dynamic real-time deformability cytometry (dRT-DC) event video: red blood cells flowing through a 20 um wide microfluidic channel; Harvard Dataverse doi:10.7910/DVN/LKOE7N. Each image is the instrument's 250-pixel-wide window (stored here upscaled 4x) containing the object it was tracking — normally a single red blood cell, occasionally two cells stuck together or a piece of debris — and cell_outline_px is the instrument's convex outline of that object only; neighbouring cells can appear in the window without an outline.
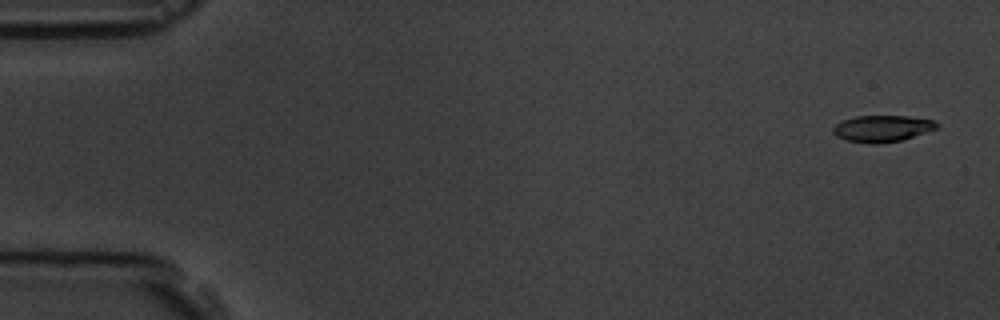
{"species": "common noctule bat (a hibernating species)", "species_latin": "Nyctalus noctula", "temperature_condition": "room temperature", "stored_images_in_passage": 4, "camera_frame_rate_fps": 3000, "um_per_image_px": 0.085, "animal": {"sex": "male", "body_mass_g": 19.5, "forearm_length_mm": 54.6}, "frame": {"image": 1, "passage_image": 1, "time_ms": 0.0, "image_size_px": [1000, 320], "cell_outline_px": [[940, 128], [900, 140], [876, 144], [872, 144], [848, 140], [836, 136], [832, 132], [832, 128], [836, 124], [844, 120], [856, 116], [908, 116], [932, 120], [940, 124]], "centroid_in_image_um": [75.01, 10.92], "position_along_channel_um": 10.0, "area_um2": 15.95}}